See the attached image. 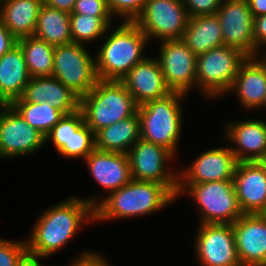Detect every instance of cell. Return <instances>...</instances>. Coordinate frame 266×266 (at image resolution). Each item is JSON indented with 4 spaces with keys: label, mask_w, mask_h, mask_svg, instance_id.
I'll list each match as a JSON object with an SVG mask.
<instances>
[{
    "label": "cell",
    "mask_w": 266,
    "mask_h": 266,
    "mask_svg": "<svg viewBox=\"0 0 266 266\" xmlns=\"http://www.w3.org/2000/svg\"><path fill=\"white\" fill-rule=\"evenodd\" d=\"M27 241L32 265L61 250L82 225L95 222L94 207L81 196H70L46 208L36 218Z\"/></svg>",
    "instance_id": "cell-1"
},
{
    "label": "cell",
    "mask_w": 266,
    "mask_h": 266,
    "mask_svg": "<svg viewBox=\"0 0 266 266\" xmlns=\"http://www.w3.org/2000/svg\"><path fill=\"white\" fill-rule=\"evenodd\" d=\"M176 200V195L165 184L132 179L94 208L95 223L149 216Z\"/></svg>",
    "instance_id": "cell-2"
},
{
    "label": "cell",
    "mask_w": 266,
    "mask_h": 266,
    "mask_svg": "<svg viewBox=\"0 0 266 266\" xmlns=\"http://www.w3.org/2000/svg\"><path fill=\"white\" fill-rule=\"evenodd\" d=\"M113 27L112 32L111 26L108 28L101 39L104 42L95 52L98 80L120 81L147 57L144 52L149 43L148 38L135 22L122 21Z\"/></svg>",
    "instance_id": "cell-3"
},
{
    "label": "cell",
    "mask_w": 266,
    "mask_h": 266,
    "mask_svg": "<svg viewBox=\"0 0 266 266\" xmlns=\"http://www.w3.org/2000/svg\"><path fill=\"white\" fill-rule=\"evenodd\" d=\"M186 97L188 95L172 92L137 109L141 139L166 148L176 158L184 122L181 103Z\"/></svg>",
    "instance_id": "cell-4"
},
{
    "label": "cell",
    "mask_w": 266,
    "mask_h": 266,
    "mask_svg": "<svg viewBox=\"0 0 266 266\" xmlns=\"http://www.w3.org/2000/svg\"><path fill=\"white\" fill-rule=\"evenodd\" d=\"M138 105L120 81L98 80L80 98L85 123L96 134L99 130L124 120L137 112Z\"/></svg>",
    "instance_id": "cell-5"
},
{
    "label": "cell",
    "mask_w": 266,
    "mask_h": 266,
    "mask_svg": "<svg viewBox=\"0 0 266 266\" xmlns=\"http://www.w3.org/2000/svg\"><path fill=\"white\" fill-rule=\"evenodd\" d=\"M247 58L239 49L226 45L199 54L196 58V91L207 100L225 97Z\"/></svg>",
    "instance_id": "cell-6"
},
{
    "label": "cell",
    "mask_w": 266,
    "mask_h": 266,
    "mask_svg": "<svg viewBox=\"0 0 266 266\" xmlns=\"http://www.w3.org/2000/svg\"><path fill=\"white\" fill-rule=\"evenodd\" d=\"M183 195L197 204L199 224H233L243 215L233 180L190 184Z\"/></svg>",
    "instance_id": "cell-7"
},
{
    "label": "cell",
    "mask_w": 266,
    "mask_h": 266,
    "mask_svg": "<svg viewBox=\"0 0 266 266\" xmlns=\"http://www.w3.org/2000/svg\"><path fill=\"white\" fill-rule=\"evenodd\" d=\"M89 52L85 45L77 43L55 46L54 49L52 76L80 98L98 81L95 56Z\"/></svg>",
    "instance_id": "cell-8"
},
{
    "label": "cell",
    "mask_w": 266,
    "mask_h": 266,
    "mask_svg": "<svg viewBox=\"0 0 266 266\" xmlns=\"http://www.w3.org/2000/svg\"><path fill=\"white\" fill-rule=\"evenodd\" d=\"M127 154L133 180L165 184L176 195L178 171L170 166L176 157L169 150L140 138Z\"/></svg>",
    "instance_id": "cell-9"
},
{
    "label": "cell",
    "mask_w": 266,
    "mask_h": 266,
    "mask_svg": "<svg viewBox=\"0 0 266 266\" xmlns=\"http://www.w3.org/2000/svg\"><path fill=\"white\" fill-rule=\"evenodd\" d=\"M189 18L183 0H147L134 22L150 42L151 39H182Z\"/></svg>",
    "instance_id": "cell-10"
},
{
    "label": "cell",
    "mask_w": 266,
    "mask_h": 266,
    "mask_svg": "<svg viewBox=\"0 0 266 266\" xmlns=\"http://www.w3.org/2000/svg\"><path fill=\"white\" fill-rule=\"evenodd\" d=\"M45 144V136L11 105H0V159L26 158Z\"/></svg>",
    "instance_id": "cell-11"
},
{
    "label": "cell",
    "mask_w": 266,
    "mask_h": 266,
    "mask_svg": "<svg viewBox=\"0 0 266 266\" xmlns=\"http://www.w3.org/2000/svg\"><path fill=\"white\" fill-rule=\"evenodd\" d=\"M194 252L199 266H242L232 224H199Z\"/></svg>",
    "instance_id": "cell-12"
},
{
    "label": "cell",
    "mask_w": 266,
    "mask_h": 266,
    "mask_svg": "<svg viewBox=\"0 0 266 266\" xmlns=\"http://www.w3.org/2000/svg\"><path fill=\"white\" fill-rule=\"evenodd\" d=\"M237 164L229 145L204 150L191 165L178 171L176 198L190 184L233 180Z\"/></svg>",
    "instance_id": "cell-13"
},
{
    "label": "cell",
    "mask_w": 266,
    "mask_h": 266,
    "mask_svg": "<svg viewBox=\"0 0 266 266\" xmlns=\"http://www.w3.org/2000/svg\"><path fill=\"white\" fill-rule=\"evenodd\" d=\"M159 61L167 86L172 92L188 95L196 90L197 56L182 39L160 41Z\"/></svg>",
    "instance_id": "cell-14"
},
{
    "label": "cell",
    "mask_w": 266,
    "mask_h": 266,
    "mask_svg": "<svg viewBox=\"0 0 266 266\" xmlns=\"http://www.w3.org/2000/svg\"><path fill=\"white\" fill-rule=\"evenodd\" d=\"M216 15L224 45L255 57L254 17L247 0H224Z\"/></svg>",
    "instance_id": "cell-15"
},
{
    "label": "cell",
    "mask_w": 266,
    "mask_h": 266,
    "mask_svg": "<svg viewBox=\"0 0 266 266\" xmlns=\"http://www.w3.org/2000/svg\"><path fill=\"white\" fill-rule=\"evenodd\" d=\"M90 172L91 177L107 195H92L82 197L94 208L111 192L123 187L132 180L128 154L105 152L94 149L83 160ZM94 196V197H93Z\"/></svg>",
    "instance_id": "cell-16"
},
{
    "label": "cell",
    "mask_w": 266,
    "mask_h": 266,
    "mask_svg": "<svg viewBox=\"0 0 266 266\" xmlns=\"http://www.w3.org/2000/svg\"><path fill=\"white\" fill-rule=\"evenodd\" d=\"M237 255L242 266H266V218L243 214L233 224Z\"/></svg>",
    "instance_id": "cell-17"
},
{
    "label": "cell",
    "mask_w": 266,
    "mask_h": 266,
    "mask_svg": "<svg viewBox=\"0 0 266 266\" xmlns=\"http://www.w3.org/2000/svg\"><path fill=\"white\" fill-rule=\"evenodd\" d=\"M224 140L232 146L238 162L259 161L266 155V121L247 119L225 124Z\"/></svg>",
    "instance_id": "cell-18"
},
{
    "label": "cell",
    "mask_w": 266,
    "mask_h": 266,
    "mask_svg": "<svg viewBox=\"0 0 266 266\" xmlns=\"http://www.w3.org/2000/svg\"><path fill=\"white\" fill-rule=\"evenodd\" d=\"M120 82L138 106L172 93L155 57L147 56L142 62L137 63Z\"/></svg>",
    "instance_id": "cell-19"
},
{
    "label": "cell",
    "mask_w": 266,
    "mask_h": 266,
    "mask_svg": "<svg viewBox=\"0 0 266 266\" xmlns=\"http://www.w3.org/2000/svg\"><path fill=\"white\" fill-rule=\"evenodd\" d=\"M234 186L243 214H263L266 211V173L258 161L238 162Z\"/></svg>",
    "instance_id": "cell-20"
},
{
    "label": "cell",
    "mask_w": 266,
    "mask_h": 266,
    "mask_svg": "<svg viewBox=\"0 0 266 266\" xmlns=\"http://www.w3.org/2000/svg\"><path fill=\"white\" fill-rule=\"evenodd\" d=\"M13 102H46L65 115L80 109V97L53 76L31 77L22 96Z\"/></svg>",
    "instance_id": "cell-21"
},
{
    "label": "cell",
    "mask_w": 266,
    "mask_h": 266,
    "mask_svg": "<svg viewBox=\"0 0 266 266\" xmlns=\"http://www.w3.org/2000/svg\"><path fill=\"white\" fill-rule=\"evenodd\" d=\"M232 92L242 108L258 110L262 106L266 95V60L262 56L246 59L227 94Z\"/></svg>",
    "instance_id": "cell-22"
},
{
    "label": "cell",
    "mask_w": 266,
    "mask_h": 266,
    "mask_svg": "<svg viewBox=\"0 0 266 266\" xmlns=\"http://www.w3.org/2000/svg\"><path fill=\"white\" fill-rule=\"evenodd\" d=\"M31 76L17 44L0 57V105H10L22 96Z\"/></svg>",
    "instance_id": "cell-23"
},
{
    "label": "cell",
    "mask_w": 266,
    "mask_h": 266,
    "mask_svg": "<svg viewBox=\"0 0 266 266\" xmlns=\"http://www.w3.org/2000/svg\"><path fill=\"white\" fill-rule=\"evenodd\" d=\"M43 0H0V20L18 40L33 36Z\"/></svg>",
    "instance_id": "cell-24"
},
{
    "label": "cell",
    "mask_w": 266,
    "mask_h": 266,
    "mask_svg": "<svg viewBox=\"0 0 266 266\" xmlns=\"http://www.w3.org/2000/svg\"><path fill=\"white\" fill-rule=\"evenodd\" d=\"M141 138L140 118L134 115L99 130L95 134V149L127 154Z\"/></svg>",
    "instance_id": "cell-25"
},
{
    "label": "cell",
    "mask_w": 266,
    "mask_h": 266,
    "mask_svg": "<svg viewBox=\"0 0 266 266\" xmlns=\"http://www.w3.org/2000/svg\"><path fill=\"white\" fill-rule=\"evenodd\" d=\"M182 40L196 56L223 46L219 18L217 15L190 17Z\"/></svg>",
    "instance_id": "cell-26"
},
{
    "label": "cell",
    "mask_w": 266,
    "mask_h": 266,
    "mask_svg": "<svg viewBox=\"0 0 266 266\" xmlns=\"http://www.w3.org/2000/svg\"><path fill=\"white\" fill-rule=\"evenodd\" d=\"M33 36L54 47L72 43L70 14L43 4Z\"/></svg>",
    "instance_id": "cell-27"
},
{
    "label": "cell",
    "mask_w": 266,
    "mask_h": 266,
    "mask_svg": "<svg viewBox=\"0 0 266 266\" xmlns=\"http://www.w3.org/2000/svg\"><path fill=\"white\" fill-rule=\"evenodd\" d=\"M31 77L52 76L55 47L35 36L18 39Z\"/></svg>",
    "instance_id": "cell-28"
},
{
    "label": "cell",
    "mask_w": 266,
    "mask_h": 266,
    "mask_svg": "<svg viewBox=\"0 0 266 266\" xmlns=\"http://www.w3.org/2000/svg\"><path fill=\"white\" fill-rule=\"evenodd\" d=\"M113 18V16L70 13L72 43L86 45L96 40H101L108 28L112 26Z\"/></svg>",
    "instance_id": "cell-29"
},
{
    "label": "cell",
    "mask_w": 266,
    "mask_h": 266,
    "mask_svg": "<svg viewBox=\"0 0 266 266\" xmlns=\"http://www.w3.org/2000/svg\"><path fill=\"white\" fill-rule=\"evenodd\" d=\"M95 149V134L85 123L82 111L71 113V136L69 147H62L58 153L71 159L84 160Z\"/></svg>",
    "instance_id": "cell-30"
},
{
    "label": "cell",
    "mask_w": 266,
    "mask_h": 266,
    "mask_svg": "<svg viewBox=\"0 0 266 266\" xmlns=\"http://www.w3.org/2000/svg\"><path fill=\"white\" fill-rule=\"evenodd\" d=\"M33 128L44 136L63 118L62 111L48 103L12 102L10 104Z\"/></svg>",
    "instance_id": "cell-31"
},
{
    "label": "cell",
    "mask_w": 266,
    "mask_h": 266,
    "mask_svg": "<svg viewBox=\"0 0 266 266\" xmlns=\"http://www.w3.org/2000/svg\"><path fill=\"white\" fill-rule=\"evenodd\" d=\"M0 266H33L28 257L27 241L0 238Z\"/></svg>",
    "instance_id": "cell-32"
},
{
    "label": "cell",
    "mask_w": 266,
    "mask_h": 266,
    "mask_svg": "<svg viewBox=\"0 0 266 266\" xmlns=\"http://www.w3.org/2000/svg\"><path fill=\"white\" fill-rule=\"evenodd\" d=\"M147 0H107L113 15L125 22H134L143 12ZM123 18V19H122Z\"/></svg>",
    "instance_id": "cell-33"
},
{
    "label": "cell",
    "mask_w": 266,
    "mask_h": 266,
    "mask_svg": "<svg viewBox=\"0 0 266 266\" xmlns=\"http://www.w3.org/2000/svg\"><path fill=\"white\" fill-rule=\"evenodd\" d=\"M70 136L71 114H67L45 136V143L51 141L55 151L58 152L62 147H69Z\"/></svg>",
    "instance_id": "cell-34"
},
{
    "label": "cell",
    "mask_w": 266,
    "mask_h": 266,
    "mask_svg": "<svg viewBox=\"0 0 266 266\" xmlns=\"http://www.w3.org/2000/svg\"><path fill=\"white\" fill-rule=\"evenodd\" d=\"M189 17L216 15L224 0H183Z\"/></svg>",
    "instance_id": "cell-35"
},
{
    "label": "cell",
    "mask_w": 266,
    "mask_h": 266,
    "mask_svg": "<svg viewBox=\"0 0 266 266\" xmlns=\"http://www.w3.org/2000/svg\"><path fill=\"white\" fill-rule=\"evenodd\" d=\"M72 13L92 16H113L107 0H76Z\"/></svg>",
    "instance_id": "cell-36"
},
{
    "label": "cell",
    "mask_w": 266,
    "mask_h": 266,
    "mask_svg": "<svg viewBox=\"0 0 266 266\" xmlns=\"http://www.w3.org/2000/svg\"><path fill=\"white\" fill-rule=\"evenodd\" d=\"M254 40L255 57L261 56L266 52V14L254 18Z\"/></svg>",
    "instance_id": "cell-37"
},
{
    "label": "cell",
    "mask_w": 266,
    "mask_h": 266,
    "mask_svg": "<svg viewBox=\"0 0 266 266\" xmlns=\"http://www.w3.org/2000/svg\"><path fill=\"white\" fill-rule=\"evenodd\" d=\"M74 266H113L101 253L86 250L76 254Z\"/></svg>",
    "instance_id": "cell-38"
},
{
    "label": "cell",
    "mask_w": 266,
    "mask_h": 266,
    "mask_svg": "<svg viewBox=\"0 0 266 266\" xmlns=\"http://www.w3.org/2000/svg\"><path fill=\"white\" fill-rule=\"evenodd\" d=\"M18 40L12 35V33L4 26V23L0 20V57L6 52L10 51L16 46Z\"/></svg>",
    "instance_id": "cell-39"
},
{
    "label": "cell",
    "mask_w": 266,
    "mask_h": 266,
    "mask_svg": "<svg viewBox=\"0 0 266 266\" xmlns=\"http://www.w3.org/2000/svg\"><path fill=\"white\" fill-rule=\"evenodd\" d=\"M44 4L49 7L72 13L76 0H43Z\"/></svg>",
    "instance_id": "cell-40"
},
{
    "label": "cell",
    "mask_w": 266,
    "mask_h": 266,
    "mask_svg": "<svg viewBox=\"0 0 266 266\" xmlns=\"http://www.w3.org/2000/svg\"><path fill=\"white\" fill-rule=\"evenodd\" d=\"M247 3L254 18L266 14V0H247Z\"/></svg>",
    "instance_id": "cell-41"
},
{
    "label": "cell",
    "mask_w": 266,
    "mask_h": 266,
    "mask_svg": "<svg viewBox=\"0 0 266 266\" xmlns=\"http://www.w3.org/2000/svg\"><path fill=\"white\" fill-rule=\"evenodd\" d=\"M258 162L261 164V166L263 167L266 173V155L262 159H260Z\"/></svg>",
    "instance_id": "cell-42"
},
{
    "label": "cell",
    "mask_w": 266,
    "mask_h": 266,
    "mask_svg": "<svg viewBox=\"0 0 266 266\" xmlns=\"http://www.w3.org/2000/svg\"><path fill=\"white\" fill-rule=\"evenodd\" d=\"M70 265L69 266H74V259L71 261L70 260ZM33 266H43L42 264H41V262H38V263H36L35 265H33ZM44 266H47V265H44Z\"/></svg>",
    "instance_id": "cell-43"
},
{
    "label": "cell",
    "mask_w": 266,
    "mask_h": 266,
    "mask_svg": "<svg viewBox=\"0 0 266 266\" xmlns=\"http://www.w3.org/2000/svg\"><path fill=\"white\" fill-rule=\"evenodd\" d=\"M261 108L266 110V95H265L264 101H263L262 106L260 107V109Z\"/></svg>",
    "instance_id": "cell-44"
},
{
    "label": "cell",
    "mask_w": 266,
    "mask_h": 266,
    "mask_svg": "<svg viewBox=\"0 0 266 266\" xmlns=\"http://www.w3.org/2000/svg\"><path fill=\"white\" fill-rule=\"evenodd\" d=\"M262 57L266 60V52H264V54H262Z\"/></svg>",
    "instance_id": "cell-45"
}]
</instances>
